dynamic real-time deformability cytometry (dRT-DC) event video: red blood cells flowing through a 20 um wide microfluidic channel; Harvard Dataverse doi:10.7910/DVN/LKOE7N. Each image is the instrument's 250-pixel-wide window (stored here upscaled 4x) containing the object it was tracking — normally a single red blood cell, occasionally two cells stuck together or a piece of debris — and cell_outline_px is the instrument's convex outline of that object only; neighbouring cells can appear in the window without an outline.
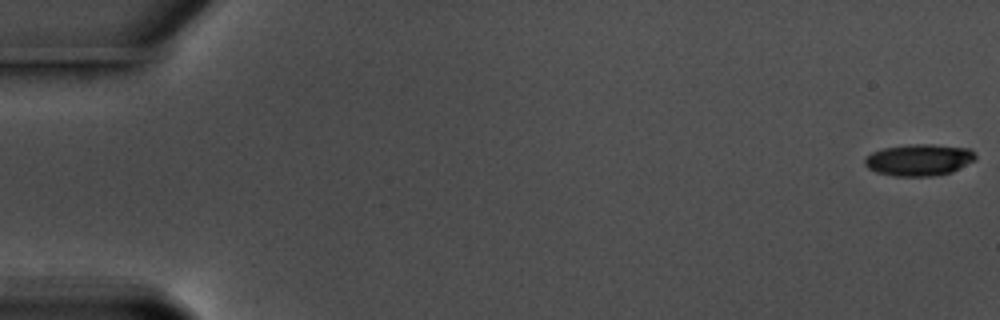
{"species": "common noctule bat (a hibernating species)", "species_latin": "Nyctalus noctula", "temperature_condition": "warm", "stored_images_in_passage": 58, "camera_frame_rate_fps": 3000, "um_per_image_px": 0.085, "animal": {"sex": "male", "body_mass_g": 17.5, "forearm_length_mm": 52.3}, "frame": {"image": 1, "passage_image": 1, "time_ms": 0.0, "image_size_px": [1000, 320], "cell_outline_px": [[976, 160], [952, 172], [936, 176], [896, 176], [876, 172], [868, 168], [864, 164], [864, 160], [872, 152], [884, 148], [912, 144], [932, 144], [968, 148], [976, 156]], "centroid_in_image_um": [78.13, 13.6], "position_along_channel_um": 6.9, "area_um2": 20.4}}
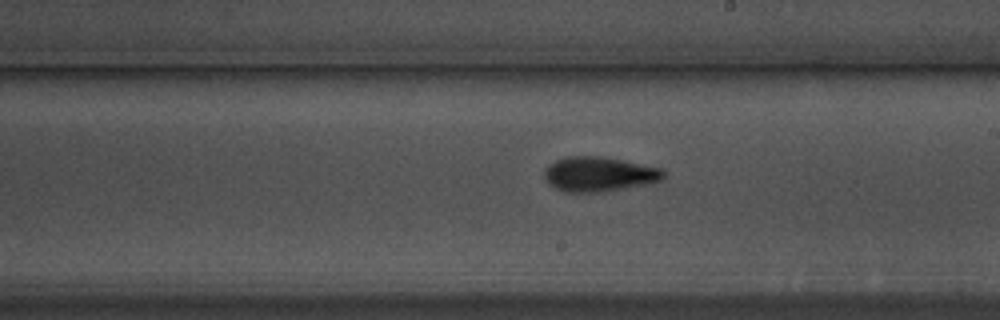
{"frame": {"image": 2, "passage_image": 34, "time_ms": 11.0, "image_size_px": [1000, 320], "cell_outline_px": [[664, 176], [660, 180], [644, 184], [600, 192], [564, 192], [548, 184], [544, 176], [544, 172], [556, 160], [568, 156], [600, 156], [624, 160], [660, 168], [664, 172]], "centroid_in_image_um": [50.89, 14.8], "position_along_channel_um": 238.1, "area_um2": 23.7}}
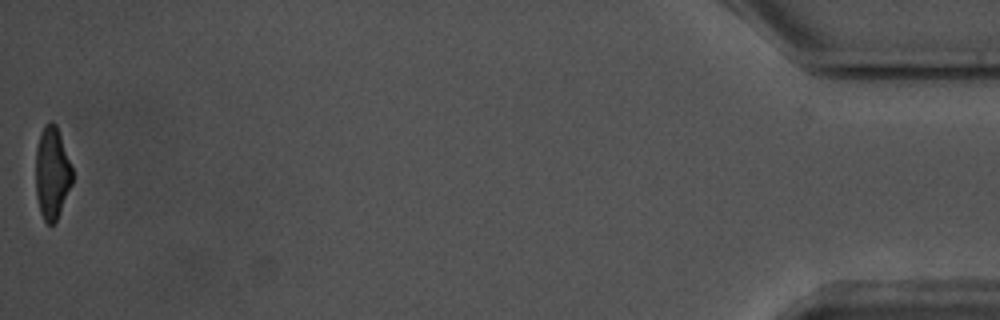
{"frame": {"image": 3, "passage_image": 58, "time_ms": 19.0, "image_size_px": [1000, 320], "cell_outline_px": [[72, 184], [56, 220], [52, 224], [48, 224], [44, 220], [40, 212], [36, 196], [36, 148], [40, 132], [44, 124], [48, 120], [52, 120], [56, 124], [72, 168]], "centroid_in_image_um": [4.41, 14.66], "position_along_channel_um": 430.8, "area_um2": 19.65}, "authors_computed_cell_mechanics": {"area_um2": 21.8484, "velocity_mm_per_s": 3.5881, "shape_relaxation_time_tau1_ms": 3.4251, "shape_relaxation_time_tau2_ms": 3.2214, "deformation_change_tau1": 0.1336, "deformation_change_tau2": 0.1181}}